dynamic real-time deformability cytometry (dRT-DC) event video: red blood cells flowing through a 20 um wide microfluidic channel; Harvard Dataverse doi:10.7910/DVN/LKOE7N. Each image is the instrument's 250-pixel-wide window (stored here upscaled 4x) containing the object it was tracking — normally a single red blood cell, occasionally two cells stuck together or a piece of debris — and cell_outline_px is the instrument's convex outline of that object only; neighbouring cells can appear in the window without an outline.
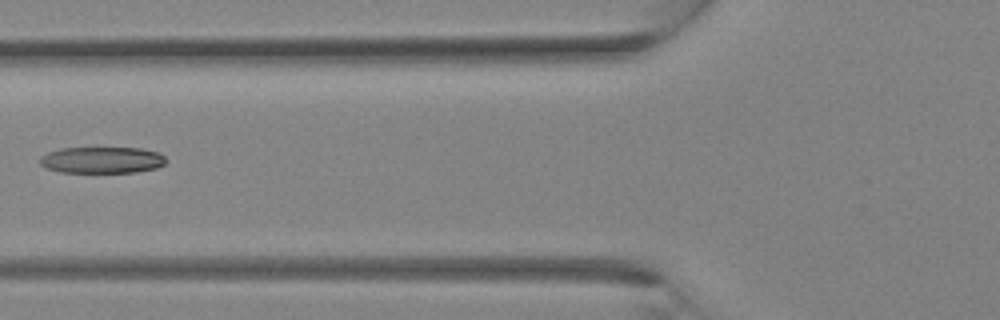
{"species": "Egyptian fruit bat (a non-hibernating species)", "species_latin": "Rousettus aegyptiacus", "temperature_condition": "room temperature", "stored_images_in_passage": 2, "camera_frame_rate_fps": 3000, "um_per_image_px": 0.085, "animal": {"sex": "female"}, "frame": {"image": 1, "passage_image": 2, "time_ms": 0.333, "image_size_px": [1000, 320], "cell_outline_px": [[168, 160], [164, 164], [156, 168], [136, 172], [60, 172], [44, 168], [40, 164], [40, 156], [48, 152], [60, 148], [140, 148], [160, 152]], "centroid_in_image_um": [8.67, 13.6], "position_along_channel_um": 117.1, "area_um2": 19.59}}